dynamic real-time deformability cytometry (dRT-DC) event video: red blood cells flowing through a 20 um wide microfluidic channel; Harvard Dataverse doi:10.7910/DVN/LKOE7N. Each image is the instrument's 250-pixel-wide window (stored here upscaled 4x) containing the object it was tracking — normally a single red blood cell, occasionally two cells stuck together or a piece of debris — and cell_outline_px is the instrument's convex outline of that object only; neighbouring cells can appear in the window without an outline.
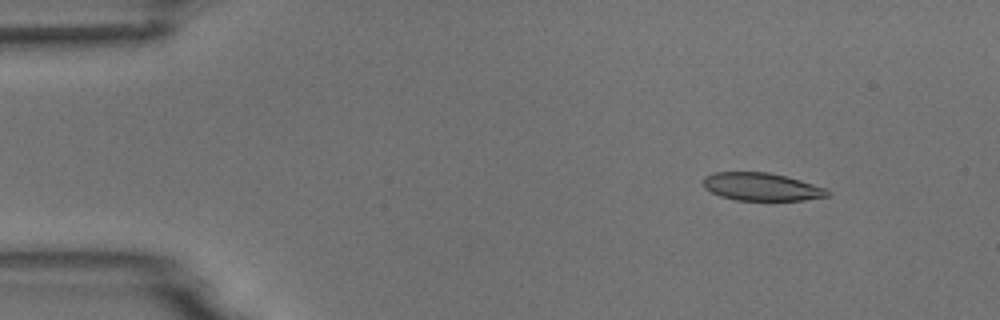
{"species": "common noctule bat (a hibernating species)", "species_latin": "Nyctalus noctula", "temperature_condition": "room temperature", "stored_images_in_passage": 3, "camera_frame_rate_fps": 3000, "um_per_image_px": 0.085, "animal": {"sex": "male", "body_mass_g": 18.8}, "frame": {"image": 1, "passage_image": 1, "time_ms": 0.0, "image_size_px": [1000, 320], "cell_outline_px": [[832, 192], [828, 196], [804, 200], [736, 200], [720, 196], [704, 188], [704, 176], [712, 172], [768, 172], [800, 180], [824, 188]], "centroid_in_image_um": [64.71, 15.87], "position_along_channel_um": 20.3, "area_um2": 20.06}}